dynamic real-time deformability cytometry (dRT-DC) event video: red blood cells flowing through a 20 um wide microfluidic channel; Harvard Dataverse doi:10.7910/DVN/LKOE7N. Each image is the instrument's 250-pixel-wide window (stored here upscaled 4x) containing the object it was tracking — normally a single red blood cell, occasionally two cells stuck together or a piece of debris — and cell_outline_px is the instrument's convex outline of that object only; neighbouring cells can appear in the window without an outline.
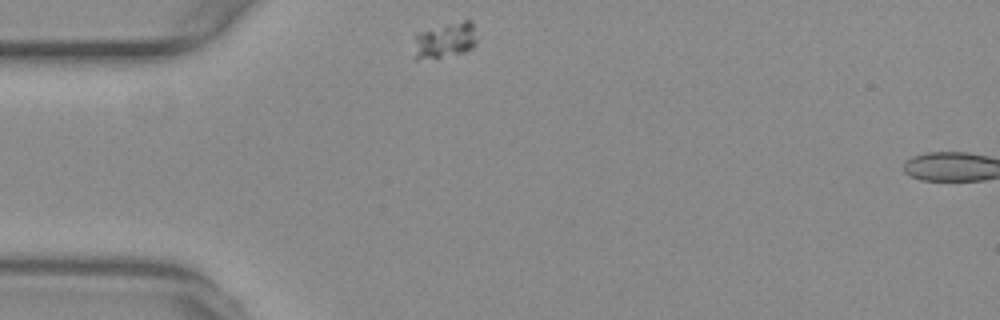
{"species": "common noctule bat (a hibernating species)", "species_latin": "Nyctalus noctula", "temperature_condition": "warm", "stored_images_in_passage": 3, "camera_frame_rate_fps": 3000, "um_per_image_px": 0.085, "animal": {"sex": "female", "body_mass_g": 29.2, "forearm_length_mm": 56.3}, "frame": {"image": 1, "passage_image": 1, "time_ms": 0.0, "image_size_px": [1000, 320], "cell_outline_px": [[476, 44], [472, 48], [464, 52], [416, 60], [416, 32], [464, 20], [472, 20], [476, 40]], "centroid_in_image_um": [37.87, 3.39], "position_along_channel_um": 47.1, "area_um2": 12.6}}